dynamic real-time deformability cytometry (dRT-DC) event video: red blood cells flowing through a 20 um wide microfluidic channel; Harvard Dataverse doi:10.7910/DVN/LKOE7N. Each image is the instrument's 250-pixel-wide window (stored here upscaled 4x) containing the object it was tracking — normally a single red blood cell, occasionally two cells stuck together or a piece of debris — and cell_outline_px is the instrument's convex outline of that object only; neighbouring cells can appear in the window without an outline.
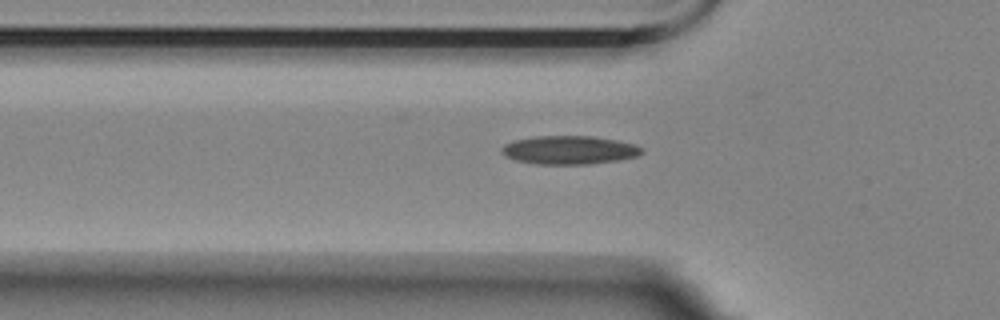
{"species": "Egyptian fruit bat (a non-hibernating species)", "species_latin": "Rousettus aegyptiacus", "temperature_condition": "room temperature", "stored_images_in_passage": 42, "camera_frame_rate_fps": 3000, "um_per_image_px": 0.085, "animal": {"sex": "female"}, "frame": {"image": 1, "passage_image": 3, "time_ms": 0.667, "image_size_px": [1000, 320], "cell_outline_px": [[644, 152], [636, 156], [616, 160], [588, 164], [536, 164], [516, 160], [504, 156], [500, 152], [500, 148], [504, 144], [512, 140], [536, 136], [592, 136], [616, 140], [632, 144], [640, 148]], "centroid_in_image_um": [48.3, 12.75], "position_along_channel_um": 77.5, "area_um2": 23.18}}
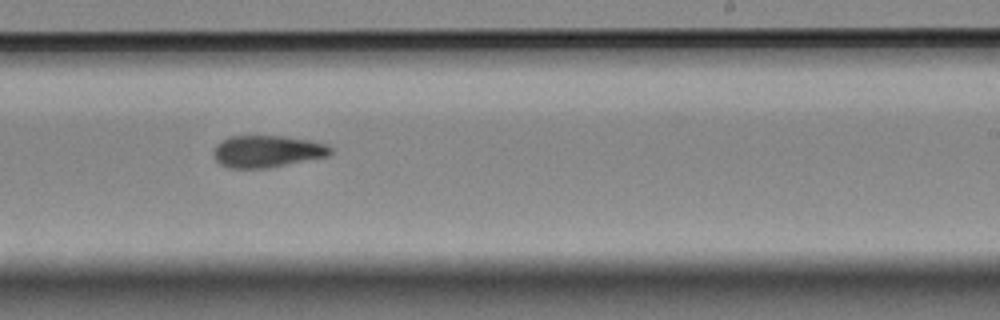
{"frame": {"image": 2, "passage_image": 19, "time_ms": 6.0, "image_size_px": [1000, 320], "cell_outline_px": [[332, 152], [328, 156], [268, 168], [228, 168], [220, 164], [212, 156], [212, 152], [216, 144], [228, 136], [284, 136], [312, 140], [328, 144], [332, 148]], "centroid_in_image_um": [22.7, 12.86], "position_along_channel_um": 266.3, "area_um2": 22.08}}
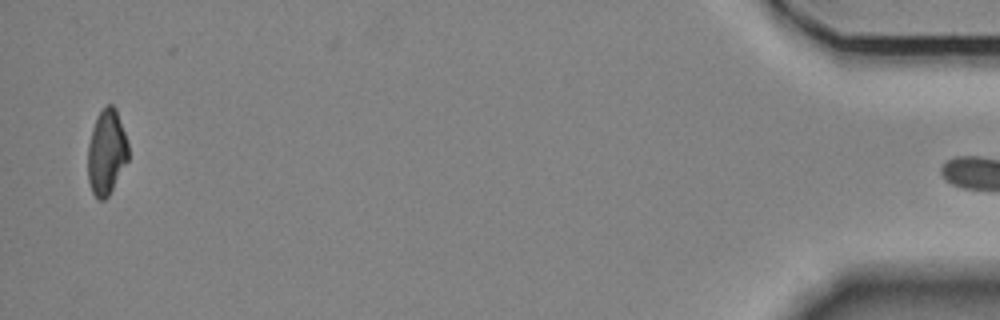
{"frame": {"image": 3, "passage_image": 40, "time_ms": 13.0, "image_size_px": [1000, 320], "cell_outline_px": [[128, 160], [108, 196], [104, 200], [96, 200], [92, 192], [88, 180], [88, 144], [92, 128], [96, 116], [108, 104], [112, 104], [116, 108], [128, 144]], "centroid_in_image_um": [9.04, 12.95], "position_along_channel_um": 426.2, "area_um2": 20.06}, "authors_computed_cell_mechanics": {"area_um2": 22.0507, "velocity_mm_per_s": 3.5203, "shape_relaxation_time_tau1_ms": 6.066, "shape_relaxation_time_tau2_ms": 3.5866, "deformation_change_tau1": 0.1411, "deformation_change_tau2": 0.1037}}